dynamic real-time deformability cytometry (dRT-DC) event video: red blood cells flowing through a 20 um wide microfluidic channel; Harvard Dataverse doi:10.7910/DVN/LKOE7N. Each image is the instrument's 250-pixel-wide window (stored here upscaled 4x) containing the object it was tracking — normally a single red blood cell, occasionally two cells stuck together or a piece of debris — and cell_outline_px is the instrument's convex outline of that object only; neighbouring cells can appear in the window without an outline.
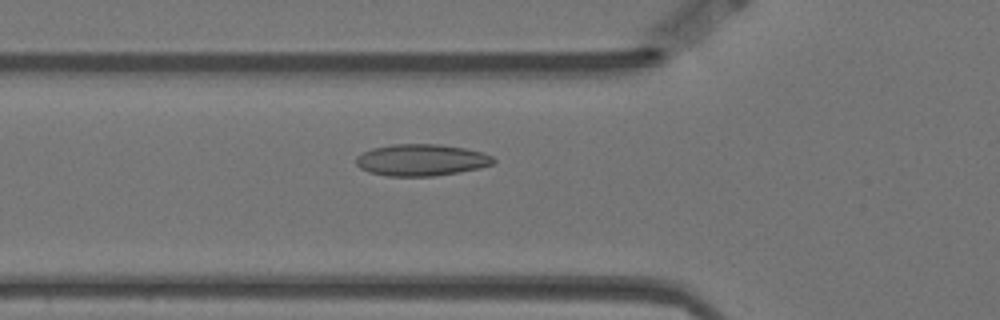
{"species": "Egyptian fruit bat (a non-hibernating species)", "species_latin": "Rousettus aegyptiacus", "temperature_condition": "warm", "stored_images_in_passage": 58, "camera_frame_rate_fps": 3000, "um_per_image_px": 0.085, "animal": {"sex": "female"}, "frame": {"image": 1, "passage_image": 20, "time_ms": 6.333, "image_size_px": [1000, 320], "cell_outline_px": [[496, 160], [492, 164], [480, 168], [460, 172], [432, 176], [388, 176], [368, 172], [360, 168], [356, 164], [356, 156], [372, 148], [392, 144], [440, 144], [464, 148], [484, 152], [492, 156]], "centroid_in_image_um": [35.82, 13.6], "position_along_channel_um": 90.0, "area_um2": 25.49}}
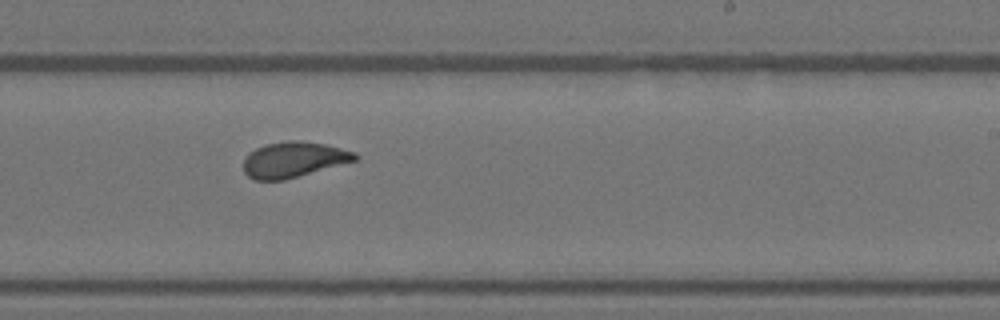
{"frame": {"image": 2, "passage_image": 35, "time_ms": 11.333, "image_size_px": [1000, 320], "cell_outline_px": [[360, 156], [356, 160], [284, 180], [256, 180], [248, 176], [244, 172], [244, 156], [248, 152], [256, 148], [268, 144], [288, 140], [300, 140], [324, 144], [356, 152]], "centroid_in_image_um": [24.94, 13.56], "position_along_channel_um": 264.1, "area_um2": 23.0}}
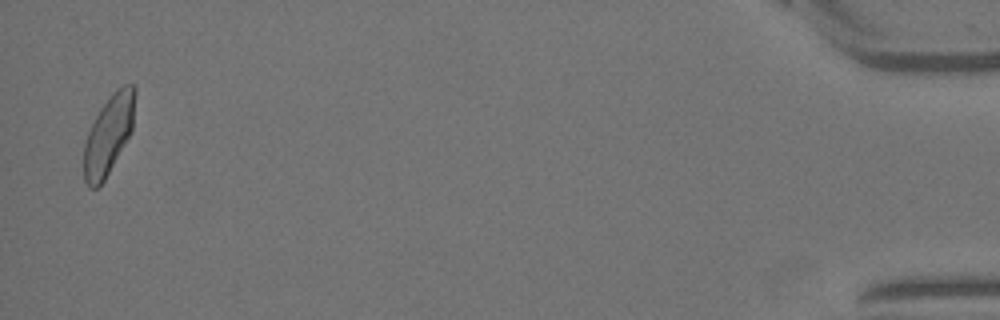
{"frame": {"image": 3, "passage_image": 57, "time_ms": 18.667, "image_size_px": [1000, 320], "cell_outline_px": [[136, 92], [132, 128], [128, 136], [104, 180], [96, 188], [88, 188], [84, 180], [84, 144], [88, 132], [100, 108], [112, 92], [116, 88], [124, 84], [132, 84], [136, 88]], "centroid_in_image_um": [9.22, 11.41], "position_along_channel_um": 426.0, "area_um2": 23.24}, "authors_computed_cell_mechanics": {"area_um2": 23.5246, "velocity_mm_per_s": 3.4727, "shape_relaxation_time_tau1_ms": 7.6511, "shape_relaxation_time_tau2_ms": 0.988, "deformation_change_tau1": 0.1671, "deformation_change_tau2": 0.0652}}